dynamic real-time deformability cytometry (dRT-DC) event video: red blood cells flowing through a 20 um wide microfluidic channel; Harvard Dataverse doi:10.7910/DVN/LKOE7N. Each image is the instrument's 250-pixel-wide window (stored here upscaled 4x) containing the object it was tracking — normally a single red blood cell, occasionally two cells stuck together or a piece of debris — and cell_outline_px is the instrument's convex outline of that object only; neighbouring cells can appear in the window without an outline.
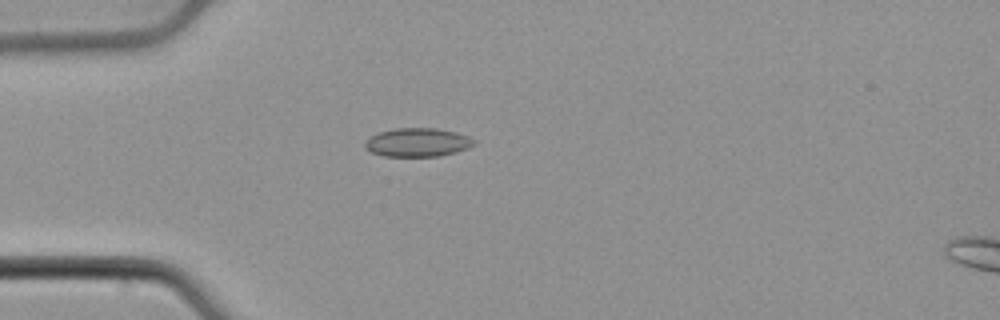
{"species": "common noctule bat (a hibernating species)", "species_latin": "Nyctalus noctula", "temperature_condition": "cold", "stored_images_in_passage": 39, "camera_frame_rate_fps": 3000, "um_per_image_px": 0.085, "animal": {"sex": "male", "body_mass_g": 21.5, "forearm_length_mm": 52.0}, "frame": {"image": 1, "passage_image": 1, "time_ms": 0.0, "image_size_px": [1000, 320], "cell_outline_px": [[476, 144], [468, 148], [456, 152], [440, 156], [384, 156], [372, 152], [364, 148], [364, 144], [372, 136], [380, 132], [396, 128], [436, 128], [456, 132], [468, 136], [476, 140]], "centroid_in_image_um": [35.54, 12.1], "position_along_channel_um": 49.5, "area_um2": 18.15}}
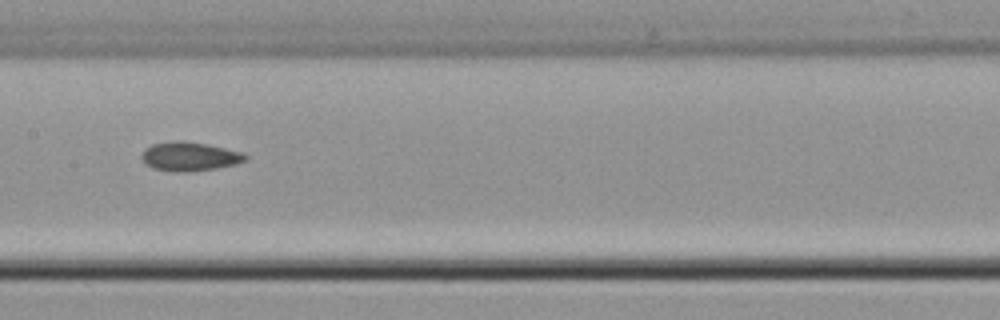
{"frame": {"image": 2, "passage_image": 13, "time_ms": 4.0, "image_size_px": [1000, 320], "cell_outline_px": [[248, 160], [236, 164], [216, 168], [184, 172], [172, 172], [156, 168], [148, 164], [140, 156], [144, 148], [152, 144], [172, 140], [184, 140], [208, 144], [244, 152], [248, 156]], "centroid_in_image_um": [16.15, 13.27], "position_along_channel_um": 191.2, "area_um2": 17.69}}
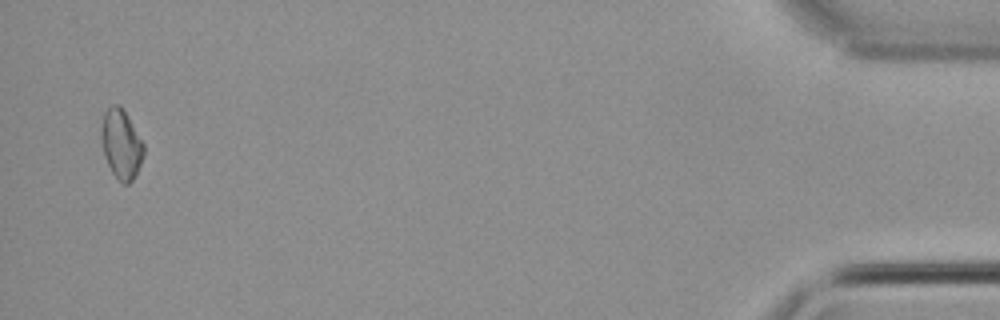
{"frame": {"image": 3, "passage_image": 38, "time_ms": 12.333, "image_size_px": [1000, 320], "cell_outline_px": [[144, 156], [132, 180], [128, 184], [124, 184], [112, 172], [104, 156], [100, 140], [100, 132], [104, 112], [112, 104], [116, 104], [128, 116], [144, 144]], "centroid_in_image_um": [10.28, 12.24], "position_along_channel_um": 424.9, "area_um2": 16.99}}